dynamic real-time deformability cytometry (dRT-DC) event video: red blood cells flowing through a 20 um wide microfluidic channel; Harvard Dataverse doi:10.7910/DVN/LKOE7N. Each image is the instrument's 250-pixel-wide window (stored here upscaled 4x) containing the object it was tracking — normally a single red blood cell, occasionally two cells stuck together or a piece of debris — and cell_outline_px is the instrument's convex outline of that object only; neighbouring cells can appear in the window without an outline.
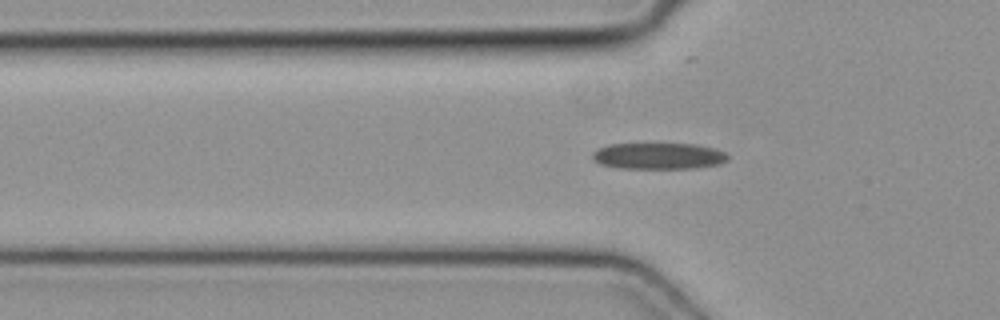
{"species": "common noctule bat (a hibernating species)", "species_latin": "Nyctalus noctula", "temperature_condition": "cold", "stored_images_in_passage": 37, "camera_frame_rate_fps": 3000, "um_per_image_px": 0.085, "animal": {"sex": "female", "body_mass_g": 19.3, "forearm_length_mm": 54.1}, "frame": {"image": 1, "passage_image": 5, "time_ms": 1.333, "image_size_px": [1000, 320], "cell_outline_px": [[728, 160], [720, 164], [696, 168], [620, 168], [600, 164], [592, 156], [592, 152], [608, 144], [692, 144], [712, 148], [724, 152], [728, 156]], "centroid_in_image_um": [55.98, 13.26], "position_along_channel_um": 69.8, "area_um2": 20.58}}
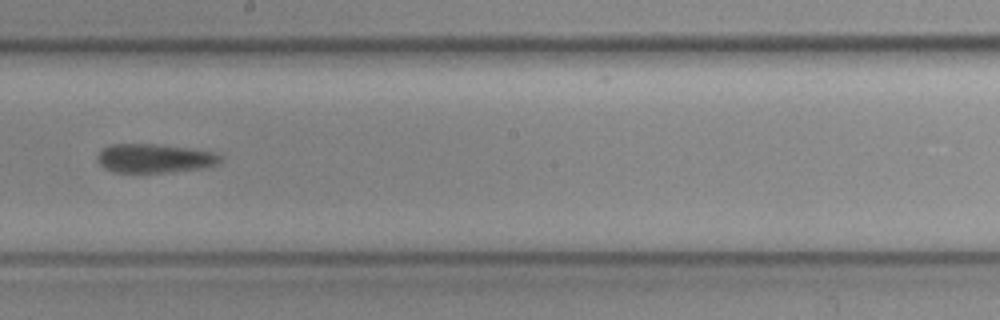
{"frame": {"image": 2, "passage_image": 17, "time_ms": 5.333, "image_size_px": [1000, 320], "cell_outline_px": [[220, 160], [216, 164], [196, 168], [168, 172], [112, 172], [104, 168], [96, 160], [96, 156], [104, 148], [112, 144], [156, 144], [212, 152], [220, 156]], "centroid_in_image_um": [13.02, 13.46], "position_along_channel_um": 235.2, "area_um2": 20.17}}
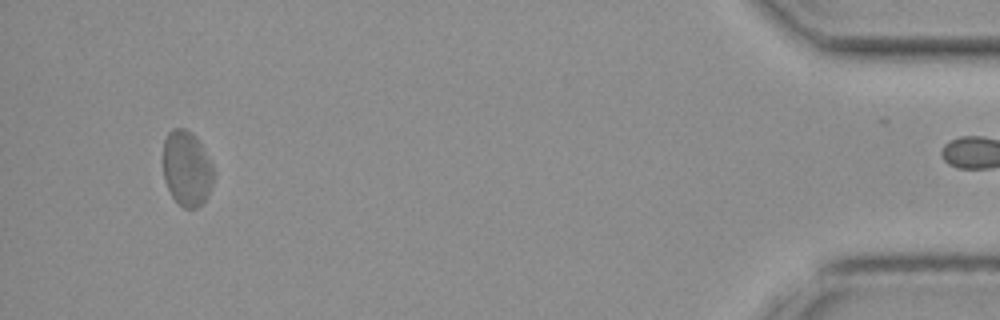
{"frame": {"image": 3, "passage_image": 36, "time_ms": 11.667, "image_size_px": [1000, 320], "cell_outline_px": [[212, 184], [208, 196], [196, 208], [184, 208], [172, 196], [164, 180], [164, 140], [168, 132], [172, 128], [184, 128], [196, 136], [212, 164]], "centroid_in_image_um": [15.86, 14.3], "position_along_channel_um": 419.3, "area_um2": 21.85}}